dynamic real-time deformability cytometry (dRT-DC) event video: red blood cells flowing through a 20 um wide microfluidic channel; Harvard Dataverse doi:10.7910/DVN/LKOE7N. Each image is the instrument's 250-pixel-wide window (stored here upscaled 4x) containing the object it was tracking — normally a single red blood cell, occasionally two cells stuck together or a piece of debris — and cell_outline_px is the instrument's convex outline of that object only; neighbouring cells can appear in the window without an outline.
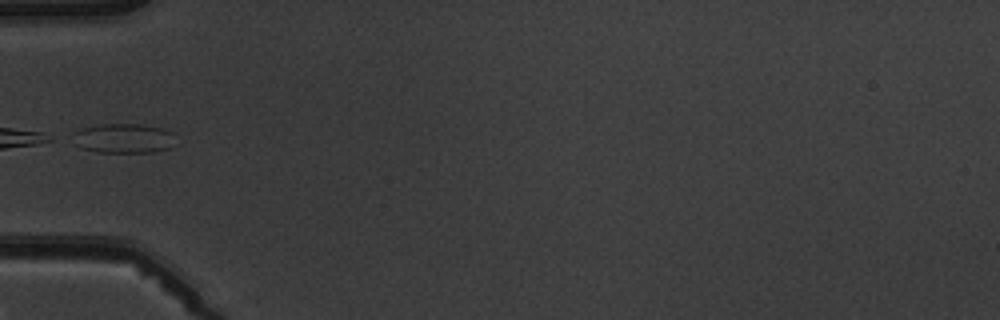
{"species": "common noctule bat (a hibernating species)", "species_latin": "Nyctalus noctula", "temperature_condition": "warm", "stored_images_in_passage": 4, "camera_frame_rate_fps": 3000, "um_per_image_px": 0.085, "animal": {"sex": "male", "body_mass_g": 19.5, "forearm_length_mm": 54.6}, "frame": {"image": 1, "passage_image": 4, "time_ms": 3.667, "image_size_px": [1000, 320], "cell_outline_px": [[172, 148], [152, 152], [96, 152], [80, 148], [76, 144], [72, 132], [84, 128], [100, 124], [140, 124], [164, 128], [172, 132]], "centroid_in_image_um": [10.5, 11.76], "position_along_channel_um": 74.5, "area_um2": 17.69}}